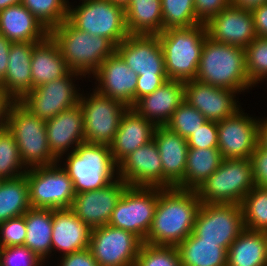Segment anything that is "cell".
Listing matches in <instances>:
<instances>
[{
  "label": "cell",
  "mask_w": 267,
  "mask_h": 266,
  "mask_svg": "<svg viewBox=\"0 0 267 266\" xmlns=\"http://www.w3.org/2000/svg\"><path fill=\"white\" fill-rule=\"evenodd\" d=\"M205 26L211 40L243 49L258 37L251 11L237 6L230 5L223 9Z\"/></svg>",
  "instance_id": "ffe728a7"
},
{
  "label": "cell",
  "mask_w": 267,
  "mask_h": 266,
  "mask_svg": "<svg viewBox=\"0 0 267 266\" xmlns=\"http://www.w3.org/2000/svg\"><path fill=\"white\" fill-rule=\"evenodd\" d=\"M21 3L48 31L67 20L69 0H22Z\"/></svg>",
  "instance_id": "f35d334b"
},
{
  "label": "cell",
  "mask_w": 267,
  "mask_h": 266,
  "mask_svg": "<svg viewBox=\"0 0 267 266\" xmlns=\"http://www.w3.org/2000/svg\"><path fill=\"white\" fill-rule=\"evenodd\" d=\"M60 260L57 266H98L89 249L62 256Z\"/></svg>",
  "instance_id": "681fc988"
},
{
  "label": "cell",
  "mask_w": 267,
  "mask_h": 266,
  "mask_svg": "<svg viewBox=\"0 0 267 266\" xmlns=\"http://www.w3.org/2000/svg\"><path fill=\"white\" fill-rule=\"evenodd\" d=\"M245 110L216 122L218 149L223 159H250L258 144L259 118L251 117Z\"/></svg>",
  "instance_id": "9a60e30c"
},
{
  "label": "cell",
  "mask_w": 267,
  "mask_h": 266,
  "mask_svg": "<svg viewBox=\"0 0 267 266\" xmlns=\"http://www.w3.org/2000/svg\"><path fill=\"white\" fill-rule=\"evenodd\" d=\"M189 148H218V128L215 121H207L187 138Z\"/></svg>",
  "instance_id": "f6af8a7d"
},
{
  "label": "cell",
  "mask_w": 267,
  "mask_h": 266,
  "mask_svg": "<svg viewBox=\"0 0 267 266\" xmlns=\"http://www.w3.org/2000/svg\"><path fill=\"white\" fill-rule=\"evenodd\" d=\"M258 145L267 149V117L259 118Z\"/></svg>",
  "instance_id": "11a10c76"
},
{
  "label": "cell",
  "mask_w": 267,
  "mask_h": 266,
  "mask_svg": "<svg viewBox=\"0 0 267 266\" xmlns=\"http://www.w3.org/2000/svg\"><path fill=\"white\" fill-rule=\"evenodd\" d=\"M14 101L0 88V129L6 127L8 110Z\"/></svg>",
  "instance_id": "f5cc1de1"
},
{
  "label": "cell",
  "mask_w": 267,
  "mask_h": 266,
  "mask_svg": "<svg viewBox=\"0 0 267 266\" xmlns=\"http://www.w3.org/2000/svg\"><path fill=\"white\" fill-rule=\"evenodd\" d=\"M236 94L238 96L240 93L213 87L196 79L186 81L184 86L185 101L196 108L207 120L215 122L228 118L242 108Z\"/></svg>",
  "instance_id": "ac0fdd59"
},
{
  "label": "cell",
  "mask_w": 267,
  "mask_h": 266,
  "mask_svg": "<svg viewBox=\"0 0 267 266\" xmlns=\"http://www.w3.org/2000/svg\"><path fill=\"white\" fill-rule=\"evenodd\" d=\"M63 156L58 163L72 180L75 193L102 189L118 179V165L109 145L84 142Z\"/></svg>",
  "instance_id": "3957f363"
},
{
  "label": "cell",
  "mask_w": 267,
  "mask_h": 266,
  "mask_svg": "<svg viewBox=\"0 0 267 266\" xmlns=\"http://www.w3.org/2000/svg\"><path fill=\"white\" fill-rule=\"evenodd\" d=\"M232 6H237L241 9L250 10L266 4L267 0H230Z\"/></svg>",
  "instance_id": "db71d44e"
},
{
  "label": "cell",
  "mask_w": 267,
  "mask_h": 266,
  "mask_svg": "<svg viewBox=\"0 0 267 266\" xmlns=\"http://www.w3.org/2000/svg\"><path fill=\"white\" fill-rule=\"evenodd\" d=\"M135 266H182L177 246L142 243Z\"/></svg>",
  "instance_id": "b9f144b4"
},
{
  "label": "cell",
  "mask_w": 267,
  "mask_h": 266,
  "mask_svg": "<svg viewBox=\"0 0 267 266\" xmlns=\"http://www.w3.org/2000/svg\"><path fill=\"white\" fill-rule=\"evenodd\" d=\"M79 105L83 113L85 142L110 145L128 107L94 88L88 95L80 93Z\"/></svg>",
  "instance_id": "8fae6325"
},
{
  "label": "cell",
  "mask_w": 267,
  "mask_h": 266,
  "mask_svg": "<svg viewBox=\"0 0 267 266\" xmlns=\"http://www.w3.org/2000/svg\"><path fill=\"white\" fill-rule=\"evenodd\" d=\"M250 161L255 186L267 187V149L257 144Z\"/></svg>",
  "instance_id": "7dc6e473"
},
{
  "label": "cell",
  "mask_w": 267,
  "mask_h": 266,
  "mask_svg": "<svg viewBox=\"0 0 267 266\" xmlns=\"http://www.w3.org/2000/svg\"><path fill=\"white\" fill-rule=\"evenodd\" d=\"M157 36L164 53L168 79L184 82L196 79L204 42L208 37L205 24L170 28Z\"/></svg>",
  "instance_id": "5b68a950"
},
{
  "label": "cell",
  "mask_w": 267,
  "mask_h": 266,
  "mask_svg": "<svg viewBox=\"0 0 267 266\" xmlns=\"http://www.w3.org/2000/svg\"><path fill=\"white\" fill-rule=\"evenodd\" d=\"M127 187L128 184L118 178L102 189L76 193L71 209L92 229L107 225Z\"/></svg>",
  "instance_id": "d6986e66"
},
{
  "label": "cell",
  "mask_w": 267,
  "mask_h": 266,
  "mask_svg": "<svg viewBox=\"0 0 267 266\" xmlns=\"http://www.w3.org/2000/svg\"><path fill=\"white\" fill-rule=\"evenodd\" d=\"M75 78L80 80L84 76L70 71L63 78L46 82L30 90L19 102L32 114L47 121L60 112L79 104L81 88L77 89L76 86L79 85L74 84Z\"/></svg>",
  "instance_id": "4fadbf2b"
},
{
  "label": "cell",
  "mask_w": 267,
  "mask_h": 266,
  "mask_svg": "<svg viewBox=\"0 0 267 266\" xmlns=\"http://www.w3.org/2000/svg\"><path fill=\"white\" fill-rule=\"evenodd\" d=\"M45 263L24 245L1 248L0 266H43Z\"/></svg>",
  "instance_id": "7bdbcfd3"
},
{
  "label": "cell",
  "mask_w": 267,
  "mask_h": 266,
  "mask_svg": "<svg viewBox=\"0 0 267 266\" xmlns=\"http://www.w3.org/2000/svg\"><path fill=\"white\" fill-rule=\"evenodd\" d=\"M0 33L12 43H37L49 35V31L22 3L0 11Z\"/></svg>",
  "instance_id": "83f0119b"
},
{
  "label": "cell",
  "mask_w": 267,
  "mask_h": 266,
  "mask_svg": "<svg viewBox=\"0 0 267 266\" xmlns=\"http://www.w3.org/2000/svg\"><path fill=\"white\" fill-rule=\"evenodd\" d=\"M160 188L128 186L108 225L133 233L143 243L151 228Z\"/></svg>",
  "instance_id": "30bf717a"
},
{
  "label": "cell",
  "mask_w": 267,
  "mask_h": 266,
  "mask_svg": "<svg viewBox=\"0 0 267 266\" xmlns=\"http://www.w3.org/2000/svg\"><path fill=\"white\" fill-rule=\"evenodd\" d=\"M51 153L59 159L85 142L82 108L79 104L46 121Z\"/></svg>",
  "instance_id": "603a6c76"
},
{
  "label": "cell",
  "mask_w": 267,
  "mask_h": 266,
  "mask_svg": "<svg viewBox=\"0 0 267 266\" xmlns=\"http://www.w3.org/2000/svg\"><path fill=\"white\" fill-rule=\"evenodd\" d=\"M129 35H158L163 31L161 0H130L125 8Z\"/></svg>",
  "instance_id": "f546056e"
},
{
  "label": "cell",
  "mask_w": 267,
  "mask_h": 266,
  "mask_svg": "<svg viewBox=\"0 0 267 266\" xmlns=\"http://www.w3.org/2000/svg\"><path fill=\"white\" fill-rule=\"evenodd\" d=\"M110 2L123 7L124 9L129 4L130 0H109Z\"/></svg>",
  "instance_id": "6f0895ef"
},
{
  "label": "cell",
  "mask_w": 267,
  "mask_h": 266,
  "mask_svg": "<svg viewBox=\"0 0 267 266\" xmlns=\"http://www.w3.org/2000/svg\"><path fill=\"white\" fill-rule=\"evenodd\" d=\"M196 80L240 94L254 87L246 69V50L215 42L209 37L204 42Z\"/></svg>",
  "instance_id": "7a4b0ae2"
},
{
  "label": "cell",
  "mask_w": 267,
  "mask_h": 266,
  "mask_svg": "<svg viewBox=\"0 0 267 266\" xmlns=\"http://www.w3.org/2000/svg\"><path fill=\"white\" fill-rule=\"evenodd\" d=\"M155 141L162 162V188H178L183 183L188 144L187 139L167 126H156Z\"/></svg>",
  "instance_id": "7402d4cb"
},
{
  "label": "cell",
  "mask_w": 267,
  "mask_h": 266,
  "mask_svg": "<svg viewBox=\"0 0 267 266\" xmlns=\"http://www.w3.org/2000/svg\"><path fill=\"white\" fill-rule=\"evenodd\" d=\"M142 241L111 225L92 229L89 250L98 266H135Z\"/></svg>",
  "instance_id": "5bb4252c"
},
{
  "label": "cell",
  "mask_w": 267,
  "mask_h": 266,
  "mask_svg": "<svg viewBox=\"0 0 267 266\" xmlns=\"http://www.w3.org/2000/svg\"><path fill=\"white\" fill-rule=\"evenodd\" d=\"M26 171L12 133L7 127L0 129V180L20 177Z\"/></svg>",
  "instance_id": "8d00e7d4"
},
{
  "label": "cell",
  "mask_w": 267,
  "mask_h": 266,
  "mask_svg": "<svg viewBox=\"0 0 267 266\" xmlns=\"http://www.w3.org/2000/svg\"><path fill=\"white\" fill-rule=\"evenodd\" d=\"M177 249L182 266H227V251L218 242H198L193 232Z\"/></svg>",
  "instance_id": "836d02e7"
},
{
  "label": "cell",
  "mask_w": 267,
  "mask_h": 266,
  "mask_svg": "<svg viewBox=\"0 0 267 266\" xmlns=\"http://www.w3.org/2000/svg\"><path fill=\"white\" fill-rule=\"evenodd\" d=\"M240 205L245 229L267 230V187L254 186Z\"/></svg>",
  "instance_id": "d590c367"
},
{
  "label": "cell",
  "mask_w": 267,
  "mask_h": 266,
  "mask_svg": "<svg viewBox=\"0 0 267 266\" xmlns=\"http://www.w3.org/2000/svg\"><path fill=\"white\" fill-rule=\"evenodd\" d=\"M116 52L138 76H167L157 35H128L116 46Z\"/></svg>",
  "instance_id": "2e32d148"
},
{
  "label": "cell",
  "mask_w": 267,
  "mask_h": 266,
  "mask_svg": "<svg viewBox=\"0 0 267 266\" xmlns=\"http://www.w3.org/2000/svg\"><path fill=\"white\" fill-rule=\"evenodd\" d=\"M230 5V0H194L196 16L201 24H205Z\"/></svg>",
  "instance_id": "bcb514c9"
},
{
  "label": "cell",
  "mask_w": 267,
  "mask_h": 266,
  "mask_svg": "<svg viewBox=\"0 0 267 266\" xmlns=\"http://www.w3.org/2000/svg\"><path fill=\"white\" fill-rule=\"evenodd\" d=\"M245 50L249 81L255 87L260 81H267V38H255Z\"/></svg>",
  "instance_id": "60d3db41"
},
{
  "label": "cell",
  "mask_w": 267,
  "mask_h": 266,
  "mask_svg": "<svg viewBox=\"0 0 267 266\" xmlns=\"http://www.w3.org/2000/svg\"><path fill=\"white\" fill-rule=\"evenodd\" d=\"M49 35L57 43L68 68L85 78L86 75L91 78L102 62L116 51L109 39L80 31L68 20L51 29Z\"/></svg>",
  "instance_id": "277c9868"
},
{
  "label": "cell",
  "mask_w": 267,
  "mask_h": 266,
  "mask_svg": "<svg viewBox=\"0 0 267 266\" xmlns=\"http://www.w3.org/2000/svg\"><path fill=\"white\" fill-rule=\"evenodd\" d=\"M266 242V254H267V230L262 231Z\"/></svg>",
  "instance_id": "680465c9"
},
{
  "label": "cell",
  "mask_w": 267,
  "mask_h": 266,
  "mask_svg": "<svg viewBox=\"0 0 267 266\" xmlns=\"http://www.w3.org/2000/svg\"><path fill=\"white\" fill-rule=\"evenodd\" d=\"M207 121L204 115L184 100L165 126L187 139Z\"/></svg>",
  "instance_id": "ab89813d"
},
{
  "label": "cell",
  "mask_w": 267,
  "mask_h": 266,
  "mask_svg": "<svg viewBox=\"0 0 267 266\" xmlns=\"http://www.w3.org/2000/svg\"><path fill=\"white\" fill-rule=\"evenodd\" d=\"M92 76V80L95 79L94 89L100 94L113 98L128 108H132L136 103L138 75L126 65L116 51L102 62Z\"/></svg>",
  "instance_id": "e0dca14e"
},
{
  "label": "cell",
  "mask_w": 267,
  "mask_h": 266,
  "mask_svg": "<svg viewBox=\"0 0 267 266\" xmlns=\"http://www.w3.org/2000/svg\"><path fill=\"white\" fill-rule=\"evenodd\" d=\"M156 126L140 116L133 108H128L120 120L116 135L109 145L114 162L118 165L138 147L153 140Z\"/></svg>",
  "instance_id": "484cf974"
},
{
  "label": "cell",
  "mask_w": 267,
  "mask_h": 266,
  "mask_svg": "<svg viewBox=\"0 0 267 266\" xmlns=\"http://www.w3.org/2000/svg\"><path fill=\"white\" fill-rule=\"evenodd\" d=\"M24 218L27 228L24 246L46 262L52 256L53 209L30 208Z\"/></svg>",
  "instance_id": "4dcf8cb0"
},
{
  "label": "cell",
  "mask_w": 267,
  "mask_h": 266,
  "mask_svg": "<svg viewBox=\"0 0 267 266\" xmlns=\"http://www.w3.org/2000/svg\"><path fill=\"white\" fill-rule=\"evenodd\" d=\"M52 229V252L60 251L59 257L89 248L92 228L71 208L53 210Z\"/></svg>",
  "instance_id": "cb8c5ba5"
},
{
  "label": "cell",
  "mask_w": 267,
  "mask_h": 266,
  "mask_svg": "<svg viewBox=\"0 0 267 266\" xmlns=\"http://www.w3.org/2000/svg\"><path fill=\"white\" fill-rule=\"evenodd\" d=\"M36 43H12L9 51L8 68L0 88L13 101H20L32 90L31 58Z\"/></svg>",
  "instance_id": "4316f807"
},
{
  "label": "cell",
  "mask_w": 267,
  "mask_h": 266,
  "mask_svg": "<svg viewBox=\"0 0 267 266\" xmlns=\"http://www.w3.org/2000/svg\"><path fill=\"white\" fill-rule=\"evenodd\" d=\"M22 0H0V11L16 4H20Z\"/></svg>",
  "instance_id": "9f6ffc18"
},
{
  "label": "cell",
  "mask_w": 267,
  "mask_h": 266,
  "mask_svg": "<svg viewBox=\"0 0 267 266\" xmlns=\"http://www.w3.org/2000/svg\"><path fill=\"white\" fill-rule=\"evenodd\" d=\"M70 71L57 43L50 35L34 45L31 58L32 89L63 78Z\"/></svg>",
  "instance_id": "f1b7e54d"
},
{
  "label": "cell",
  "mask_w": 267,
  "mask_h": 266,
  "mask_svg": "<svg viewBox=\"0 0 267 266\" xmlns=\"http://www.w3.org/2000/svg\"><path fill=\"white\" fill-rule=\"evenodd\" d=\"M11 44L12 42L0 33V83L4 80L7 72Z\"/></svg>",
  "instance_id": "816d5d0a"
},
{
  "label": "cell",
  "mask_w": 267,
  "mask_h": 266,
  "mask_svg": "<svg viewBox=\"0 0 267 266\" xmlns=\"http://www.w3.org/2000/svg\"><path fill=\"white\" fill-rule=\"evenodd\" d=\"M118 178L128 186L162 188V162L154 140L138 147L118 164Z\"/></svg>",
  "instance_id": "44dd1931"
},
{
  "label": "cell",
  "mask_w": 267,
  "mask_h": 266,
  "mask_svg": "<svg viewBox=\"0 0 267 266\" xmlns=\"http://www.w3.org/2000/svg\"><path fill=\"white\" fill-rule=\"evenodd\" d=\"M25 176L31 208H71L76 195L73 182L58 162L29 168Z\"/></svg>",
  "instance_id": "9c48e42d"
},
{
  "label": "cell",
  "mask_w": 267,
  "mask_h": 266,
  "mask_svg": "<svg viewBox=\"0 0 267 266\" xmlns=\"http://www.w3.org/2000/svg\"><path fill=\"white\" fill-rule=\"evenodd\" d=\"M201 201L194 190L160 188L146 244L178 246L192 232Z\"/></svg>",
  "instance_id": "6da1fadb"
},
{
  "label": "cell",
  "mask_w": 267,
  "mask_h": 266,
  "mask_svg": "<svg viewBox=\"0 0 267 266\" xmlns=\"http://www.w3.org/2000/svg\"><path fill=\"white\" fill-rule=\"evenodd\" d=\"M184 81L168 80L152 94L140 98L132 107L155 126H164L185 100Z\"/></svg>",
  "instance_id": "d4e9b609"
},
{
  "label": "cell",
  "mask_w": 267,
  "mask_h": 266,
  "mask_svg": "<svg viewBox=\"0 0 267 266\" xmlns=\"http://www.w3.org/2000/svg\"><path fill=\"white\" fill-rule=\"evenodd\" d=\"M163 31L201 24L196 16L194 0H161Z\"/></svg>",
  "instance_id": "74e56055"
},
{
  "label": "cell",
  "mask_w": 267,
  "mask_h": 266,
  "mask_svg": "<svg viewBox=\"0 0 267 266\" xmlns=\"http://www.w3.org/2000/svg\"><path fill=\"white\" fill-rule=\"evenodd\" d=\"M258 37L267 38V3L251 11Z\"/></svg>",
  "instance_id": "f907efd6"
},
{
  "label": "cell",
  "mask_w": 267,
  "mask_h": 266,
  "mask_svg": "<svg viewBox=\"0 0 267 266\" xmlns=\"http://www.w3.org/2000/svg\"><path fill=\"white\" fill-rule=\"evenodd\" d=\"M227 266H267L262 231L244 229L227 250Z\"/></svg>",
  "instance_id": "1f68e13d"
},
{
  "label": "cell",
  "mask_w": 267,
  "mask_h": 266,
  "mask_svg": "<svg viewBox=\"0 0 267 266\" xmlns=\"http://www.w3.org/2000/svg\"><path fill=\"white\" fill-rule=\"evenodd\" d=\"M26 234L24 215L0 223V244L2 248L24 245Z\"/></svg>",
  "instance_id": "ee69618b"
},
{
  "label": "cell",
  "mask_w": 267,
  "mask_h": 266,
  "mask_svg": "<svg viewBox=\"0 0 267 266\" xmlns=\"http://www.w3.org/2000/svg\"><path fill=\"white\" fill-rule=\"evenodd\" d=\"M254 186L250 159H223L196 192L201 203L240 205Z\"/></svg>",
  "instance_id": "52a82bcc"
},
{
  "label": "cell",
  "mask_w": 267,
  "mask_h": 266,
  "mask_svg": "<svg viewBox=\"0 0 267 266\" xmlns=\"http://www.w3.org/2000/svg\"><path fill=\"white\" fill-rule=\"evenodd\" d=\"M244 229L241 205L201 203L193 233L198 242H218L227 251Z\"/></svg>",
  "instance_id": "7c38bea8"
},
{
  "label": "cell",
  "mask_w": 267,
  "mask_h": 266,
  "mask_svg": "<svg viewBox=\"0 0 267 266\" xmlns=\"http://www.w3.org/2000/svg\"><path fill=\"white\" fill-rule=\"evenodd\" d=\"M68 3L67 20L78 30L109 39L115 46L128 35L125 9L109 0H82Z\"/></svg>",
  "instance_id": "ba28073f"
},
{
  "label": "cell",
  "mask_w": 267,
  "mask_h": 266,
  "mask_svg": "<svg viewBox=\"0 0 267 266\" xmlns=\"http://www.w3.org/2000/svg\"><path fill=\"white\" fill-rule=\"evenodd\" d=\"M6 127L15 138L20 158L27 169L58 162L48 146L46 121L32 114L19 101L11 104Z\"/></svg>",
  "instance_id": "8992f818"
},
{
  "label": "cell",
  "mask_w": 267,
  "mask_h": 266,
  "mask_svg": "<svg viewBox=\"0 0 267 266\" xmlns=\"http://www.w3.org/2000/svg\"><path fill=\"white\" fill-rule=\"evenodd\" d=\"M169 79L167 76H138L136 85V102L162 86Z\"/></svg>",
  "instance_id": "c3c4849f"
},
{
  "label": "cell",
  "mask_w": 267,
  "mask_h": 266,
  "mask_svg": "<svg viewBox=\"0 0 267 266\" xmlns=\"http://www.w3.org/2000/svg\"><path fill=\"white\" fill-rule=\"evenodd\" d=\"M223 157L218 148H188L181 190L196 191L220 166Z\"/></svg>",
  "instance_id": "d6a6232c"
},
{
  "label": "cell",
  "mask_w": 267,
  "mask_h": 266,
  "mask_svg": "<svg viewBox=\"0 0 267 266\" xmlns=\"http://www.w3.org/2000/svg\"><path fill=\"white\" fill-rule=\"evenodd\" d=\"M30 208L25 174L14 179L0 180V223L22 216Z\"/></svg>",
  "instance_id": "e575fe53"
}]
</instances>
